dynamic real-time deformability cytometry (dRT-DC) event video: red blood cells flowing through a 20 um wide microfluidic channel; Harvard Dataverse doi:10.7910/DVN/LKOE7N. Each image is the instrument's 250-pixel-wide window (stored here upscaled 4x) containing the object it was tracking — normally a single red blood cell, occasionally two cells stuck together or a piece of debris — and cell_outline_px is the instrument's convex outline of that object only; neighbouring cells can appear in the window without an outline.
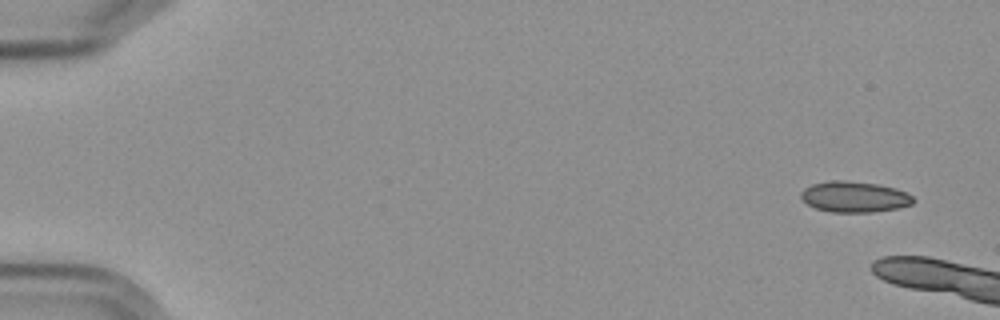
{"species": "Egyptian fruit bat (a non-hibernating species)", "species_latin": "Rousettus aegyptiacus", "temperature_condition": "cold", "stored_images_in_passage": 10, "camera_frame_rate_fps": 3000, "um_per_image_px": 0.085, "frame": {"image": 1, "passage_image": 1, "time_ms": 0.0, "image_size_px": [1000, 320], "cell_outline_px": [[916, 200], [912, 204], [896, 208], [872, 212], [832, 212], [816, 208], [808, 204], [800, 196], [800, 192], [804, 188], [812, 184], [828, 180], [844, 180], [880, 184], [896, 188], [912, 196]], "centroid_in_image_um": [72.62, 16.71], "position_along_channel_um": 12.4, "area_um2": 20.23}}
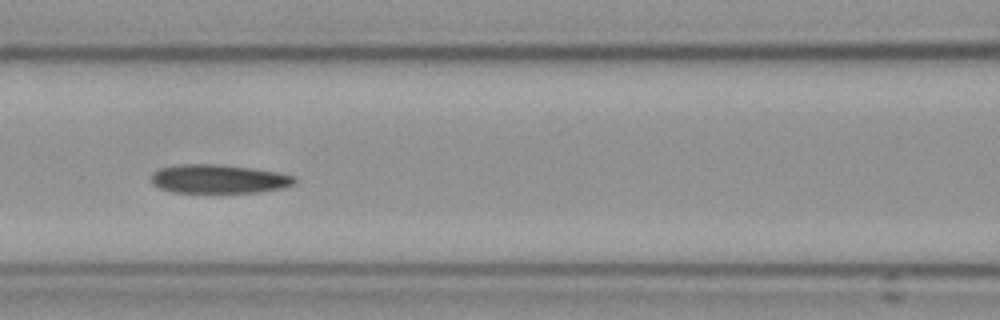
{"frame": {"image": 2, "passage_image": 9, "time_ms": 10.333, "image_size_px": [1000, 320], "cell_outline_px": [[296, 180], [292, 184], [280, 188], [260, 192], [172, 192], [160, 188], [152, 184], [152, 172], [160, 168], [184, 164], [216, 164], [256, 168], [280, 172], [296, 176]], "centroid_in_image_um": [18.61, 15.2], "position_along_channel_um": 148.0, "area_um2": 24.04}}